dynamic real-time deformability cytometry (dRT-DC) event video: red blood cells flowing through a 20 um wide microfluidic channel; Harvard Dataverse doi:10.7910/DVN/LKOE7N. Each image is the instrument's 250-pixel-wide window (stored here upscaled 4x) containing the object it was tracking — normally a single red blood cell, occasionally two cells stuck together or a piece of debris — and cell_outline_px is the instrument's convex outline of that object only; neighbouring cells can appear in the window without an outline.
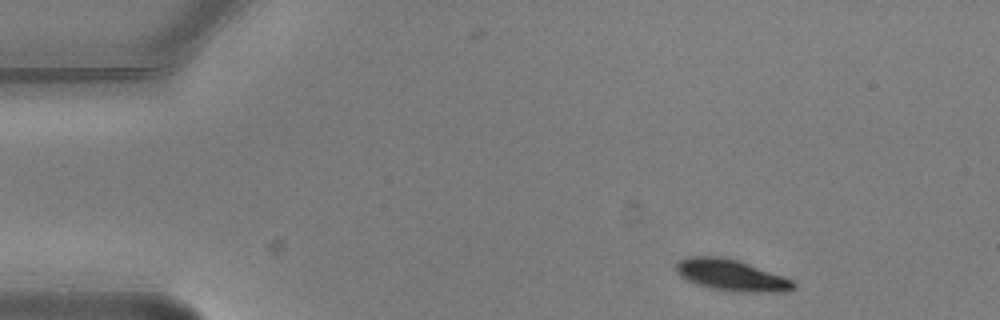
{"species": "common noctule bat (a hibernating species)", "species_latin": "Nyctalus noctula", "temperature_condition": "warm", "stored_images_in_passage": 3, "camera_frame_rate_fps": 3000, "um_per_image_px": 0.085, "animal": {"sex": "male", "body_mass_g": 20.5, "forearm_length_mm": 52.5}, "frame": {"image": 1, "passage_image": 1, "time_ms": 0.0, "image_size_px": [1000, 320], "cell_outline_px": [[796, 288], [780, 292], [740, 292], [712, 288], [696, 284], [680, 276], [676, 272], [676, 264], [680, 260], [688, 256], [720, 256], [740, 260], [792, 280], [796, 284]], "centroid_in_image_um": [62.15, 23.38], "position_along_channel_um": 22.8, "area_um2": 21.39}}
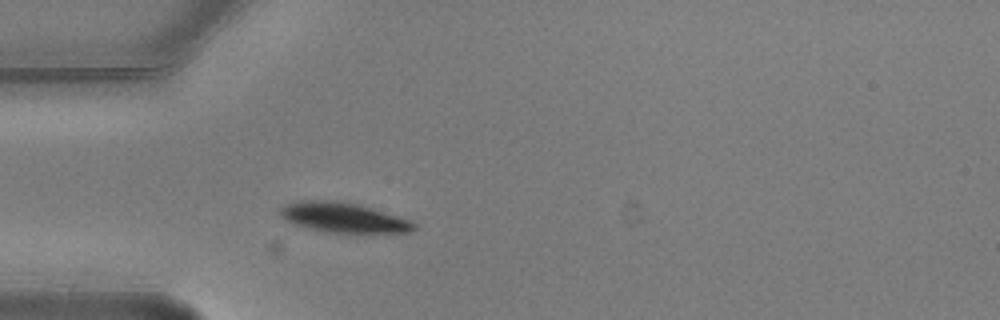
{"frame": {"image": 2, "passage_image": 3, "time_ms": 0.667, "image_size_px": [1000, 320], "cell_outline_px": [[416, 228], [408, 232], [372, 236], [344, 236], [324, 232], [292, 224], [284, 220], [280, 216], [280, 208], [288, 204], [300, 200], [336, 200], [360, 204], [412, 220], [416, 224]], "centroid_in_image_um": [29.28, 18.57], "position_along_channel_um": 55.7, "area_um2": 25.03}}